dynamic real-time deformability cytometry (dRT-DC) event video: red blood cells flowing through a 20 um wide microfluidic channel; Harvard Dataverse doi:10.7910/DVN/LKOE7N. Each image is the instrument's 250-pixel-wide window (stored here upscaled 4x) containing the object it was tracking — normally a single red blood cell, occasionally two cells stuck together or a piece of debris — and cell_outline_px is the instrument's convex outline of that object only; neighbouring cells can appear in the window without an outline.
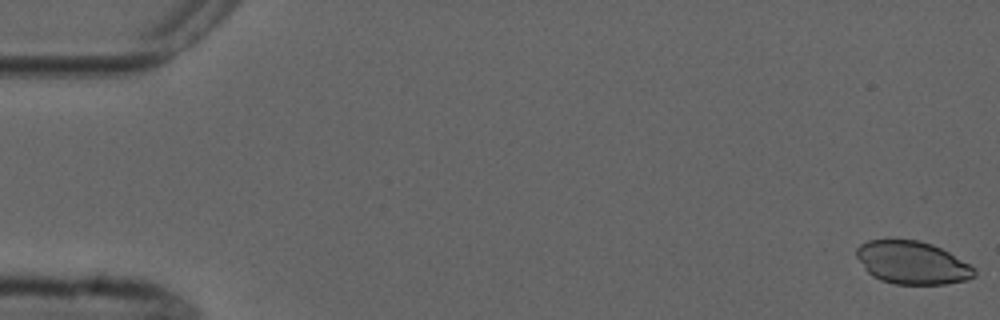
{"species": "common noctule bat (a hibernating species)", "species_latin": "Nyctalus noctula", "temperature_condition": "cold", "stored_images_in_passage": 4, "camera_frame_rate_fps": 3000, "um_per_image_px": 0.085, "animal": {"sex": "male", "forearm_length_mm": 52.5}, "frame": {"image": 1, "passage_image": 1, "time_ms": 0.0, "image_size_px": [1000, 320], "cell_outline_px": [[976, 276], [968, 280], [944, 284], [896, 284], [880, 280], [872, 276], [864, 268], [856, 256], [856, 248], [860, 244], [868, 240], [920, 240], [932, 244], [948, 252], [976, 268]], "centroid_in_image_um": [77.54, 22.33], "position_along_channel_um": 7.5, "area_um2": 29.48}}